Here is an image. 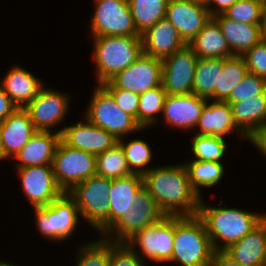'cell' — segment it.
<instances>
[{
	"label": "cell",
	"mask_w": 266,
	"mask_h": 266,
	"mask_svg": "<svg viewBox=\"0 0 266 266\" xmlns=\"http://www.w3.org/2000/svg\"><path fill=\"white\" fill-rule=\"evenodd\" d=\"M173 253L170 262L182 266H208L214 249L198 215L175 216Z\"/></svg>",
	"instance_id": "obj_4"
},
{
	"label": "cell",
	"mask_w": 266,
	"mask_h": 266,
	"mask_svg": "<svg viewBox=\"0 0 266 266\" xmlns=\"http://www.w3.org/2000/svg\"><path fill=\"white\" fill-rule=\"evenodd\" d=\"M77 266H111V241L100 238L79 247Z\"/></svg>",
	"instance_id": "obj_36"
},
{
	"label": "cell",
	"mask_w": 266,
	"mask_h": 266,
	"mask_svg": "<svg viewBox=\"0 0 266 266\" xmlns=\"http://www.w3.org/2000/svg\"><path fill=\"white\" fill-rule=\"evenodd\" d=\"M237 1L238 0H204L205 6L208 9L211 17L224 14L226 10L233 6ZM210 6H212V8H210Z\"/></svg>",
	"instance_id": "obj_43"
},
{
	"label": "cell",
	"mask_w": 266,
	"mask_h": 266,
	"mask_svg": "<svg viewBox=\"0 0 266 266\" xmlns=\"http://www.w3.org/2000/svg\"><path fill=\"white\" fill-rule=\"evenodd\" d=\"M165 18L178 30L184 42L189 44L210 20L211 15L204 1L169 0Z\"/></svg>",
	"instance_id": "obj_16"
},
{
	"label": "cell",
	"mask_w": 266,
	"mask_h": 266,
	"mask_svg": "<svg viewBox=\"0 0 266 266\" xmlns=\"http://www.w3.org/2000/svg\"><path fill=\"white\" fill-rule=\"evenodd\" d=\"M54 177L63 192L96 175V156L66 145H57L53 158Z\"/></svg>",
	"instance_id": "obj_9"
},
{
	"label": "cell",
	"mask_w": 266,
	"mask_h": 266,
	"mask_svg": "<svg viewBox=\"0 0 266 266\" xmlns=\"http://www.w3.org/2000/svg\"><path fill=\"white\" fill-rule=\"evenodd\" d=\"M207 99L194 93L167 95L162 116L166 124L183 130L195 129Z\"/></svg>",
	"instance_id": "obj_18"
},
{
	"label": "cell",
	"mask_w": 266,
	"mask_h": 266,
	"mask_svg": "<svg viewBox=\"0 0 266 266\" xmlns=\"http://www.w3.org/2000/svg\"><path fill=\"white\" fill-rule=\"evenodd\" d=\"M223 251L243 266H266V217Z\"/></svg>",
	"instance_id": "obj_20"
},
{
	"label": "cell",
	"mask_w": 266,
	"mask_h": 266,
	"mask_svg": "<svg viewBox=\"0 0 266 266\" xmlns=\"http://www.w3.org/2000/svg\"><path fill=\"white\" fill-rule=\"evenodd\" d=\"M250 143L266 157V126L262 127L250 138Z\"/></svg>",
	"instance_id": "obj_46"
},
{
	"label": "cell",
	"mask_w": 266,
	"mask_h": 266,
	"mask_svg": "<svg viewBox=\"0 0 266 266\" xmlns=\"http://www.w3.org/2000/svg\"><path fill=\"white\" fill-rule=\"evenodd\" d=\"M111 182L110 178L94 175L67 192L78 206L80 216L102 235L109 229Z\"/></svg>",
	"instance_id": "obj_5"
},
{
	"label": "cell",
	"mask_w": 266,
	"mask_h": 266,
	"mask_svg": "<svg viewBox=\"0 0 266 266\" xmlns=\"http://www.w3.org/2000/svg\"><path fill=\"white\" fill-rule=\"evenodd\" d=\"M198 57L186 44L162 59V86L167 95L193 93V81Z\"/></svg>",
	"instance_id": "obj_13"
},
{
	"label": "cell",
	"mask_w": 266,
	"mask_h": 266,
	"mask_svg": "<svg viewBox=\"0 0 266 266\" xmlns=\"http://www.w3.org/2000/svg\"><path fill=\"white\" fill-rule=\"evenodd\" d=\"M0 86L18 108H25L44 85L31 72L15 65L7 71Z\"/></svg>",
	"instance_id": "obj_25"
},
{
	"label": "cell",
	"mask_w": 266,
	"mask_h": 266,
	"mask_svg": "<svg viewBox=\"0 0 266 266\" xmlns=\"http://www.w3.org/2000/svg\"><path fill=\"white\" fill-rule=\"evenodd\" d=\"M4 159V148H3V140L1 137V132H0V160Z\"/></svg>",
	"instance_id": "obj_48"
},
{
	"label": "cell",
	"mask_w": 266,
	"mask_h": 266,
	"mask_svg": "<svg viewBox=\"0 0 266 266\" xmlns=\"http://www.w3.org/2000/svg\"><path fill=\"white\" fill-rule=\"evenodd\" d=\"M92 36H140L128 0H93Z\"/></svg>",
	"instance_id": "obj_11"
},
{
	"label": "cell",
	"mask_w": 266,
	"mask_h": 266,
	"mask_svg": "<svg viewBox=\"0 0 266 266\" xmlns=\"http://www.w3.org/2000/svg\"><path fill=\"white\" fill-rule=\"evenodd\" d=\"M192 160L221 162L227 150L226 141L223 137L195 134L192 138Z\"/></svg>",
	"instance_id": "obj_35"
},
{
	"label": "cell",
	"mask_w": 266,
	"mask_h": 266,
	"mask_svg": "<svg viewBox=\"0 0 266 266\" xmlns=\"http://www.w3.org/2000/svg\"><path fill=\"white\" fill-rule=\"evenodd\" d=\"M175 233V216L166 215L160 221L149 225L137 232L126 244L130 247L139 246L144 257L154 262H170L173 253V242ZM144 258V259H143Z\"/></svg>",
	"instance_id": "obj_10"
},
{
	"label": "cell",
	"mask_w": 266,
	"mask_h": 266,
	"mask_svg": "<svg viewBox=\"0 0 266 266\" xmlns=\"http://www.w3.org/2000/svg\"><path fill=\"white\" fill-rule=\"evenodd\" d=\"M166 97L167 93L162 85L139 94L138 124L142 129L155 125L157 114H162Z\"/></svg>",
	"instance_id": "obj_34"
},
{
	"label": "cell",
	"mask_w": 266,
	"mask_h": 266,
	"mask_svg": "<svg viewBox=\"0 0 266 266\" xmlns=\"http://www.w3.org/2000/svg\"><path fill=\"white\" fill-rule=\"evenodd\" d=\"M208 266H243L229 257L224 251H214Z\"/></svg>",
	"instance_id": "obj_45"
},
{
	"label": "cell",
	"mask_w": 266,
	"mask_h": 266,
	"mask_svg": "<svg viewBox=\"0 0 266 266\" xmlns=\"http://www.w3.org/2000/svg\"><path fill=\"white\" fill-rule=\"evenodd\" d=\"M118 142L124 149L126 160L133 173L144 175L151 169L147 164L152 160V151L146 141L134 139L125 143L123 139H119Z\"/></svg>",
	"instance_id": "obj_37"
},
{
	"label": "cell",
	"mask_w": 266,
	"mask_h": 266,
	"mask_svg": "<svg viewBox=\"0 0 266 266\" xmlns=\"http://www.w3.org/2000/svg\"><path fill=\"white\" fill-rule=\"evenodd\" d=\"M237 127L250 139L266 126V90L257 97L240 98V102H228Z\"/></svg>",
	"instance_id": "obj_26"
},
{
	"label": "cell",
	"mask_w": 266,
	"mask_h": 266,
	"mask_svg": "<svg viewBox=\"0 0 266 266\" xmlns=\"http://www.w3.org/2000/svg\"><path fill=\"white\" fill-rule=\"evenodd\" d=\"M143 182L165 215L198 214L201 197L192 189L184 163L151 168Z\"/></svg>",
	"instance_id": "obj_1"
},
{
	"label": "cell",
	"mask_w": 266,
	"mask_h": 266,
	"mask_svg": "<svg viewBox=\"0 0 266 266\" xmlns=\"http://www.w3.org/2000/svg\"><path fill=\"white\" fill-rule=\"evenodd\" d=\"M98 85L108 82L142 54L141 36H93Z\"/></svg>",
	"instance_id": "obj_3"
},
{
	"label": "cell",
	"mask_w": 266,
	"mask_h": 266,
	"mask_svg": "<svg viewBox=\"0 0 266 266\" xmlns=\"http://www.w3.org/2000/svg\"><path fill=\"white\" fill-rule=\"evenodd\" d=\"M18 107L0 86V122L11 115Z\"/></svg>",
	"instance_id": "obj_44"
},
{
	"label": "cell",
	"mask_w": 266,
	"mask_h": 266,
	"mask_svg": "<svg viewBox=\"0 0 266 266\" xmlns=\"http://www.w3.org/2000/svg\"><path fill=\"white\" fill-rule=\"evenodd\" d=\"M188 45L198 58H228L234 56L220 26L213 17Z\"/></svg>",
	"instance_id": "obj_28"
},
{
	"label": "cell",
	"mask_w": 266,
	"mask_h": 266,
	"mask_svg": "<svg viewBox=\"0 0 266 266\" xmlns=\"http://www.w3.org/2000/svg\"><path fill=\"white\" fill-rule=\"evenodd\" d=\"M263 6L260 0H238L224 15L237 22L261 25Z\"/></svg>",
	"instance_id": "obj_38"
},
{
	"label": "cell",
	"mask_w": 266,
	"mask_h": 266,
	"mask_svg": "<svg viewBox=\"0 0 266 266\" xmlns=\"http://www.w3.org/2000/svg\"><path fill=\"white\" fill-rule=\"evenodd\" d=\"M168 3L169 0H128L136 30L140 36L165 18Z\"/></svg>",
	"instance_id": "obj_30"
},
{
	"label": "cell",
	"mask_w": 266,
	"mask_h": 266,
	"mask_svg": "<svg viewBox=\"0 0 266 266\" xmlns=\"http://www.w3.org/2000/svg\"><path fill=\"white\" fill-rule=\"evenodd\" d=\"M242 56L248 72L266 80V39H262Z\"/></svg>",
	"instance_id": "obj_40"
},
{
	"label": "cell",
	"mask_w": 266,
	"mask_h": 266,
	"mask_svg": "<svg viewBox=\"0 0 266 266\" xmlns=\"http://www.w3.org/2000/svg\"><path fill=\"white\" fill-rule=\"evenodd\" d=\"M43 86L36 97L24 108L37 131L50 132L69 113L67 94Z\"/></svg>",
	"instance_id": "obj_14"
},
{
	"label": "cell",
	"mask_w": 266,
	"mask_h": 266,
	"mask_svg": "<svg viewBox=\"0 0 266 266\" xmlns=\"http://www.w3.org/2000/svg\"><path fill=\"white\" fill-rule=\"evenodd\" d=\"M3 140L4 159L15 157L23 146L37 132L24 108H17L5 120L0 122Z\"/></svg>",
	"instance_id": "obj_21"
},
{
	"label": "cell",
	"mask_w": 266,
	"mask_h": 266,
	"mask_svg": "<svg viewBox=\"0 0 266 266\" xmlns=\"http://www.w3.org/2000/svg\"><path fill=\"white\" fill-rule=\"evenodd\" d=\"M0 266H17L15 264L12 263H8L7 261H0Z\"/></svg>",
	"instance_id": "obj_49"
},
{
	"label": "cell",
	"mask_w": 266,
	"mask_h": 266,
	"mask_svg": "<svg viewBox=\"0 0 266 266\" xmlns=\"http://www.w3.org/2000/svg\"><path fill=\"white\" fill-rule=\"evenodd\" d=\"M141 38L143 53L161 60L186 45L178 30L166 18L159 20Z\"/></svg>",
	"instance_id": "obj_19"
},
{
	"label": "cell",
	"mask_w": 266,
	"mask_h": 266,
	"mask_svg": "<svg viewBox=\"0 0 266 266\" xmlns=\"http://www.w3.org/2000/svg\"><path fill=\"white\" fill-rule=\"evenodd\" d=\"M38 231L51 241H63L72 236L79 223V208L64 192L49 205L34 207Z\"/></svg>",
	"instance_id": "obj_8"
},
{
	"label": "cell",
	"mask_w": 266,
	"mask_h": 266,
	"mask_svg": "<svg viewBox=\"0 0 266 266\" xmlns=\"http://www.w3.org/2000/svg\"><path fill=\"white\" fill-rule=\"evenodd\" d=\"M204 203L201 197L197 215L205 224L214 251H223L239 241L266 217L243 209L210 207Z\"/></svg>",
	"instance_id": "obj_2"
},
{
	"label": "cell",
	"mask_w": 266,
	"mask_h": 266,
	"mask_svg": "<svg viewBox=\"0 0 266 266\" xmlns=\"http://www.w3.org/2000/svg\"><path fill=\"white\" fill-rule=\"evenodd\" d=\"M21 187L33 207H43L60 197L64 192L58 186L52 165L17 168Z\"/></svg>",
	"instance_id": "obj_15"
},
{
	"label": "cell",
	"mask_w": 266,
	"mask_h": 266,
	"mask_svg": "<svg viewBox=\"0 0 266 266\" xmlns=\"http://www.w3.org/2000/svg\"><path fill=\"white\" fill-rule=\"evenodd\" d=\"M162 85V60L142 54L129 67L103 83L105 89H125L141 94Z\"/></svg>",
	"instance_id": "obj_12"
},
{
	"label": "cell",
	"mask_w": 266,
	"mask_h": 266,
	"mask_svg": "<svg viewBox=\"0 0 266 266\" xmlns=\"http://www.w3.org/2000/svg\"><path fill=\"white\" fill-rule=\"evenodd\" d=\"M263 39H266V3H264L262 11V23H261Z\"/></svg>",
	"instance_id": "obj_47"
},
{
	"label": "cell",
	"mask_w": 266,
	"mask_h": 266,
	"mask_svg": "<svg viewBox=\"0 0 266 266\" xmlns=\"http://www.w3.org/2000/svg\"><path fill=\"white\" fill-rule=\"evenodd\" d=\"M116 101V104L129 115H132L138 123L139 94L125 89H106Z\"/></svg>",
	"instance_id": "obj_42"
},
{
	"label": "cell",
	"mask_w": 266,
	"mask_h": 266,
	"mask_svg": "<svg viewBox=\"0 0 266 266\" xmlns=\"http://www.w3.org/2000/svg\"><path fill=\"white\" fill-rule=\"evenodd\" d=\"M192 189L201 197L200 189L215 186L224 175V166L221 162L190 160L184 162Z\"/></svg>",
	"instance_id": "obj_32"
},
{
	"label": "cell",
	"mask_w": 266,
	"mask_h": 266,
	"mask_svg": "<svg viewBox=\"0 0 266 266\" xmlns=\"http://www.w3.org/2000/svg\"><path fill=\"white\" fill-rule=\"evenodd\" d=\"M124 149L118 142L110 149L96 156V175L117 179L131 175Z\"/></svg>",
	"instance_id": "obj_33"
},
{
	"label": "cell",
	"mask_w": 266,
	"mask_h": 266,
	"mask_svg": "<svg viewBox=\"0 0 266 266\" xmlns=\"http://www.w3.org/2000/svg\"><path fill=\"white\" fill-rule=\"evenodd\" d=\"M111 266H147L134 247L126 243L111 242Z\"/></svg>",
	"instance_id": "obj_41"
},
{
	"label": "cell",
	"mask_w": 266,
	"mask_h": 266,
	"mask_svg": "<svg viewBox=\"0 0 266 266\" xmlns=\"http://www.w3.org/2000/svg\"><path fill=\"white\" fill-rule=\"evenodd\" d=\"M248 73L243 56L224 58L223 68L219 74L218 86L214 91V101H225Z\"/></svg>",
	"instance_id": "obj_31"
},
{
	"label": "cell",
	"mask_w": 266,
	"mask_h": 266,
	"mask_svg": "<svg viewBox=\"0 0 266 266\" xmlns=\"http://www.w3.org/2000/svg\"><path fill=\"white\" fill-rule=\"evenodd\" d=\"M266 90V80L248 72L244 79L232 89L226 102H240V98L257 97Z\"/></svg>",
	"instance_id": "obj_39"
},
{
	"label": "cell",
	"mask_w": 266,
	"mask_h": 266,
	"mask_svg": "<svg viewBox=\"0 0 266 266\" xmlns=\"http://www.w3.org/2000/svg\"><path fill=\"white\" fill-rule=\"evenodd\" d=\"M143 185V175L136 173L112 179L109 193V228L133 206L135 195Z\"/></svg>",
	"instance_id": "obj_27"
},
{
	"label": "cell",
	"mask_w": 266,
	"mask_h": 266,
	"mask_svg": "<svg viewBox=\"0 0 266 266\" xmlns=\"http://www.w3.org/2000/svg\"><path fill=\"white\" fill-rule=\"evenodd\" d=\"M224 58H198L193 81V93L209 101H214V91L218 86Z\"/></svg>",
	"instance_id": "obj_29"
},
{
	"label": "cell",
	"mask_w": 266,
	"mask_h": 266,
	"mask_svg": "<svg viewBox=\"0 0 266 266\" xmlns=\"http://www.w3.org/2000/svg\"><path fill=\"white\" fill-rule=\"evenodd\" d=\"M84 121L57 130L66 145L97 156L118 143L105 129Z\"/></svg>",
	"instance_id": "obj_17"
},
{
	"label": "cell",
	"mask_w": 266,
	"mask_h": 266,
	"mask_svg": "<svg viewBox=\"0 0 266 266\" xmlns=\"http://www.w3.org/2000/svg\"><path fill=\"white\" fill-rule=\"evenodd\" d=\"M204 105L198 124V134L223 137L230 132L241 134L248 141L250 139L237 127L231 106L226 101H212Z\"/></svg>",
	"instance_id": "obj_22"
},
{
	"label": "cell",
	"mask_w": 266,
	"mask_h": 266,
	"mask_svg": "<svg viewBox=\"0 0 266 266\" xmlns=\"http://www.w3.org/2000/svg\"><path fill=\"white\" fill-rule=\"evenodd\" d=\"M84 118L91 124L105 129L117 140L122 139L127 133L142 130L136 119L125 113L102 85L95 88Z\"/></svg>",
	"instance_id": "obj_7"
},
{
	"label": "cell",
	"mask_w": 266,
	"mask_h": 266,
	"mask_svg": "<svg viewBox=\"0 0 266 266\" xmlns=\"http://www.w3.org/2000/svg\"><path fill=\"white\" fill-rule=\"evenodd\" d=\"M165 216L143 185L135 195L133 206L103 234L102 238L114 243H126L137 232L160 221Z\"/></svg>",
	"instance_id": "obj_6"
},
{
	"label": "cell",
	"mask_w": 266,
	"mask_h": 266,
	"mask_svg": "<svg viewBox=\"0 0 266 266\" xmlns=\"http://www.w3.org/2000/svg\"><path fill=\"white\" fill-rule=\"evenodd\" d=\"M213 18L220 26L233 55L242 56L263 39L261 25L237 22L224 14Z\"/></svg>",
	"instance_id": "obj_24"
},
{
	"label": "cell",
	"mask_w": 266,
	"mask_h": 266,
	"mask_svg": "<svg viewBox=\"0 0 266 266\" xmlns=\"http://www.w3.org/2000/svg\"><path fill=\"white\" fill-rule=\"evenodd\" d=\"M60 140L58 132L37 131L14 157L18 159L17 168L52 165Z\"/></svg>",
	"instance_id": "obj_23"
}]
</instances>
